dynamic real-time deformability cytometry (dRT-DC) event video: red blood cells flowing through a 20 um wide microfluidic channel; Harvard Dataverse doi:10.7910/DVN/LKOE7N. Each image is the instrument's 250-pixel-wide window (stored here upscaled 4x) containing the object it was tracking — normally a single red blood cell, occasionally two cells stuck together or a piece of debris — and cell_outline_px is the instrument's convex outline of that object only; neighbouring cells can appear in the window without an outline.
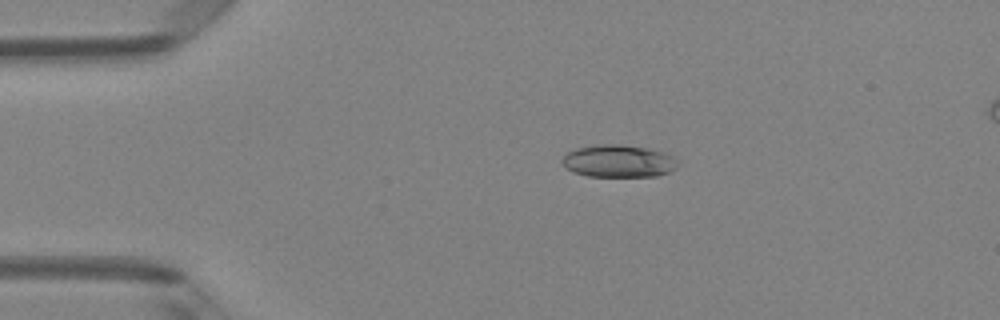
{"species": "Egyptian fruit bat (a non-hibernating species)", "species_latin": "Rousettus aegyptiacus", "temperature_condition": "room temperature", "stored_images_in_passage": 4, "camera_frame_rate_fps": 3000, "um_per_image_px": 0.085, "animal": {"sex": "female"}, "frame": {"image": 1, "passage_image": 2, "time_ms": 0.333, "image_size_px": [1000, 320], "cell_outline_px": [[680, 164], [676, 168], [668, 172], [656, 176], [588, 176], [572, 172], [564, 168], [560, 160], [568, 152], [576, 148], [600, 144], [620, 144], [648, 148], [664, 152], [672, 156]], "centroid_in_image_um": [52.55, 13.69], "position_along_channel_um": 32.5, "area_um2": 22.02}}